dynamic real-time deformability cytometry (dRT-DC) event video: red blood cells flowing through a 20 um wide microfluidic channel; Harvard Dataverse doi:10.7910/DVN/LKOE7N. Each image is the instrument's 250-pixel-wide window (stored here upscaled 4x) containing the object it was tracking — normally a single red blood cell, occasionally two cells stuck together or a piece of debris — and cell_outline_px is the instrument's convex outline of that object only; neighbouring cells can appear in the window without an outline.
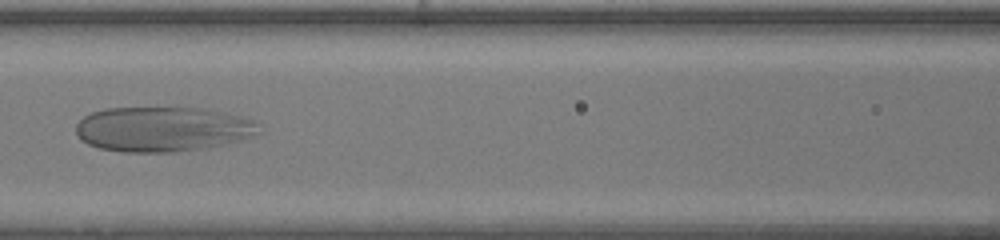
{"species": "human", "species_latin": "Homo sapiens", "temperature_condition": "warm", "stored_images_in_passage": 35, "camera_frame_rate_fps": 3000, "um_per_image_px": 0.085, "donor": {"sex": "female"}, "frame": {"image": 1, "passage_image": 9, "time_ms": 2.667, "image_size_px": [1000, 240], "cell_outline_px": [[260, 132], [252, 136], [228, 144], [208, 148], [176, 152], [124, 152], [100, 148], [88, 144], [80, 140], [76, 132], [76, 124], [84, 116], [92, 112], [108, 108], [200, 108], [224, 112], [244, 116], [252, 120], [256, 124]], "centroid_in_image_um": [13.83, 10.98], "position_along_channel_um": 152.8, "area_um2": 48.09}}
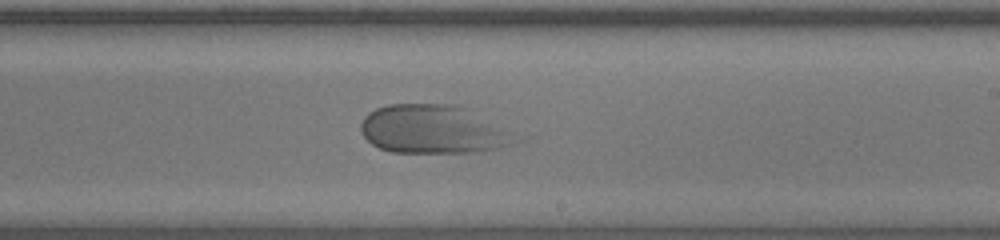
{"frame": {"image": 2, "passage_image": 16, "time_ms": 5.0, "image_size_px": [1000, 240], "cell_outline_px": [[524, 140], [500, 148], [476, 152], [392, 152], [380, 148], [372, 144], [364, 136], [360, 128], [360, 124], [364, 116], [368, 112], [376, 108], [388, 104], [460, 104], [468, 108]], "centroid_in_image_um": [36.81, 10.99], "position_along_channel_um": 252.2, "area_um2": 43.87}}
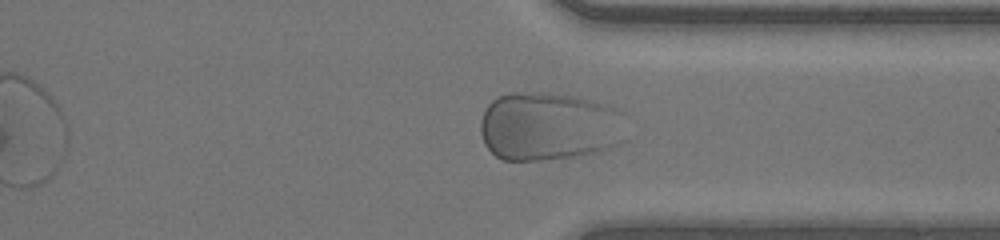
{"frame": {"image": 3, "passage_image": 24, "time_ms": 7.667, "image_size_px": [1000, 240], "cell_outline_px": [[624, 112], [616, 144], [608, 148], [592, 152], [572, 156], [540, 160], [504, 160], [496, 156], [484, 144], [480, 132], [480, 120], [488, 104], [496, 96], [512, 92], [516, 92], [572, 96], [616, 108]], "centroid_in_image_um": [46.54, 10.74], "position_along_channel_um": 364.9, "area_um2": 57.11}}